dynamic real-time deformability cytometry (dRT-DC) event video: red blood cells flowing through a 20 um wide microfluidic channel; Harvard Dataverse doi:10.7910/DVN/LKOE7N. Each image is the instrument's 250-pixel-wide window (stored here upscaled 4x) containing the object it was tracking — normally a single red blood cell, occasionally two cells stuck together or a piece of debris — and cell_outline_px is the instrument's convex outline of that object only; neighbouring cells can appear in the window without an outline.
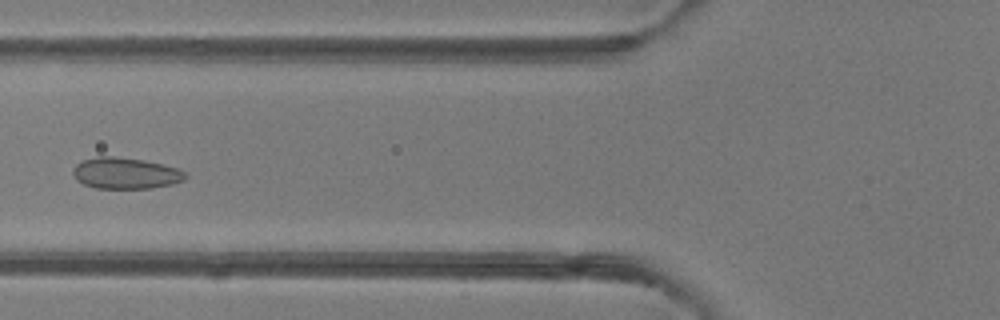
{"species": "common noctule bat (a hibernating species)", "species_latin": "Nyctalus noctula", "temperature_condition": "room temperature", "stored_images_in_passage": 5, "camera_frame_rate_fps": 3000, "um_per_image_px": 0.085, "animal": {"sex": "female"}, "frame": {"image": 1, "passage_image": 5, "time_ms": 4.333, "image_size_px": [1000, 320], "cell_outline_px": [[188, 176], [184, 180], [172, 184], [152, 188], [96, 188], [84, 184], [76, 180], [72, 176], [72, 168], [80, 160], [96, 156], [112, 156], [144, 160], [176, 168], [184, 172]], "centroid_in_image_um": [10.61, 14.72], "position_along_channel_um": 115.2, "area_um2": 20.58}}